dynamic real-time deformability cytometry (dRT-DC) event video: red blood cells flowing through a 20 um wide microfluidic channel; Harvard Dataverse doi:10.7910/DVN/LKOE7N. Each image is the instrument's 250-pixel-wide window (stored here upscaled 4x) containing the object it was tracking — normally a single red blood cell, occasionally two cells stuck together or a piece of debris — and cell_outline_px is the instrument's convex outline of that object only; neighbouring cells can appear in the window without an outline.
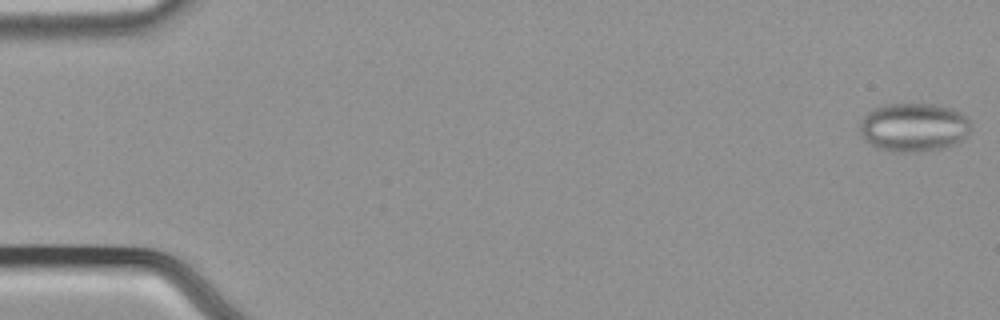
{"species": "common noctule bat (a hibernating species)", "species_latin": "Nyctalus noctula", "temperature_condition": "cold", "stored_images_in_passage": 55, "camera_frame_rate_fps": 3000, "um_per_image_px": 0.085, "animal": {"sex": "male", "body_mass_g": 21.5, "forearm_length_mm": 52.0}, "frame": {"image": 1, "passage_image": 1, "time_ms": 0.0, "image_size_px": [1000, 320], "cell_outline_px": [[968, 132], [960, 140], [952, 144], [940, 148], [916, 152], [896, 152], [876, 148], [860, 132], [860, 120], [872, 108], [884, 104], [936, 104], [952, 108], [968, 116]], "centroid_in_image_um": [77.63, 10.79], "position_along_channel_um": 7.4, "area_um2": 31.21}}
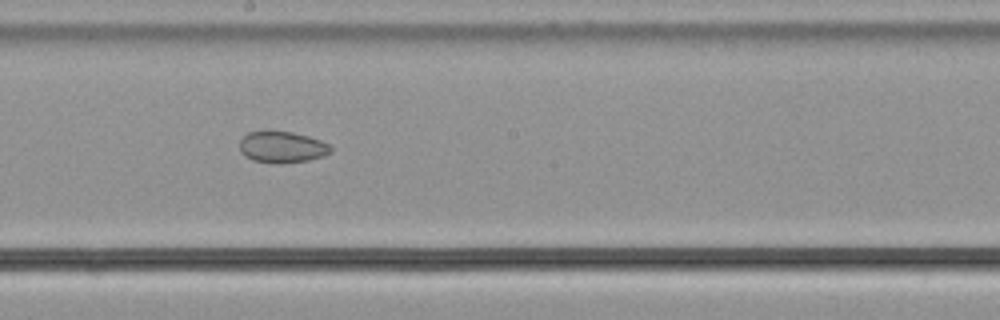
{"frame": {"image": 2, "passage_image": 31, "time_ms": 10.0, "image_size_px": [1000, 320], "cell_outline_px": [[332, 152], [324, 156], [308, 160], [284, 164], [276, 164], [252, 160], [244, 156], [240, 152], [240, 140], [248, 132], [264, 128], [268, 128], [292, 132], [308, 136], [320, 140], [328, 144], [332, 148]], "centroid_in_image_um": [23.94, 12.47], "position_along_channel_um": 224.3, "area_um2": 17.4}}
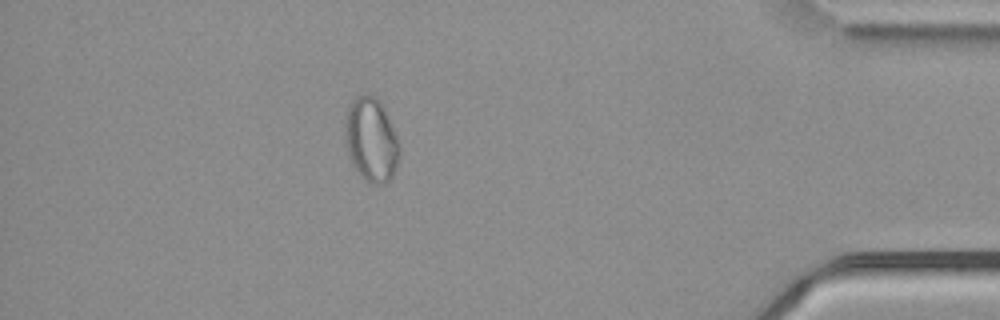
{"frame": {"image": 3, "passage_image": 49, "time_ms": 16.0, "image_size_px": [1000, 320], "cell_outline_px": [[400, 152], [392, 176], [384, 184], [372, 184], [364, 180], [360, 176], [352, 164], [348, 156], [344, 132], [344, 120], [348, 104], [356, 96], [364, 92], [368, 92], [380, 104], [396, 136], [400, 148]], "centroid_in_image_um": [31.49, 11.89], "position_along_channel_um": 403.7, "area_um2": 26.53}, "authors_computed_cell_mechanics": {"area_um2": 24.565, "velocity_mm_per_s": 3.7383, "shape_relaxation_time_tau1_ms": null, "shape_relaxation_time_tau2_ms": 6.081, "deformation_change_tau1": null, "deformation_change_tau2": 0.0794}}